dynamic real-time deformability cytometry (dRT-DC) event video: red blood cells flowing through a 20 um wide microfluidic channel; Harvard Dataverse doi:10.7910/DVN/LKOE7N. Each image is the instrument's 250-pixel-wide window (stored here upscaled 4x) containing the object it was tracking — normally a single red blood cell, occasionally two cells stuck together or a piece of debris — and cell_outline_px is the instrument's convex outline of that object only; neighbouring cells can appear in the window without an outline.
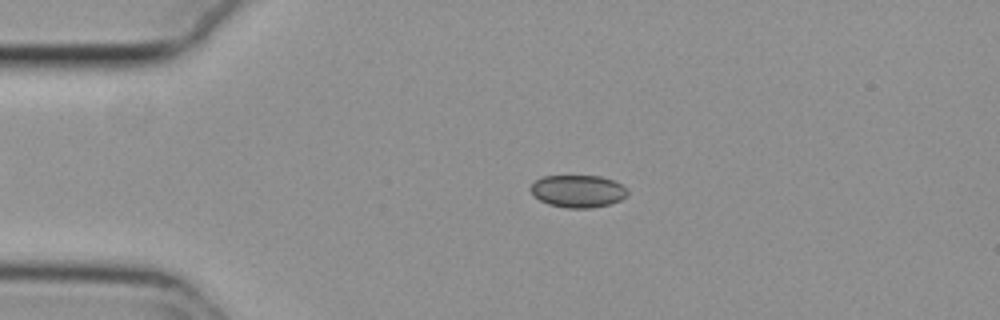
{"species": "common noctule bat (a hibernating species)", "species_latin": "Nyctalus noctula", "temperature_condition": "cold", "stored_images_in_passage": 53, "camera_frame_rate_fps": 3000, "um_per_image_px": 0.085, "animal": {"sex": "female", "body_mass_g": 29.2, "forearm_length_mm": 56.3}, "frame": {"image": 1, "passage_image": 11, "time_ms": 3.333, "image_size_px": [1000, 320], "cell_outline_px": [[628, 192], [620, 200], [608, 204], [592, 208], [568, 208], [548, 204], [532, 196], [528, 188], [536, 180], [544, 176], [600, 176], [612, 180], [628, 188]], "centroid_in_image_um": [49.08, 16.25], "position_along_channel_um": 35.9, "area_um2": 18.32}}
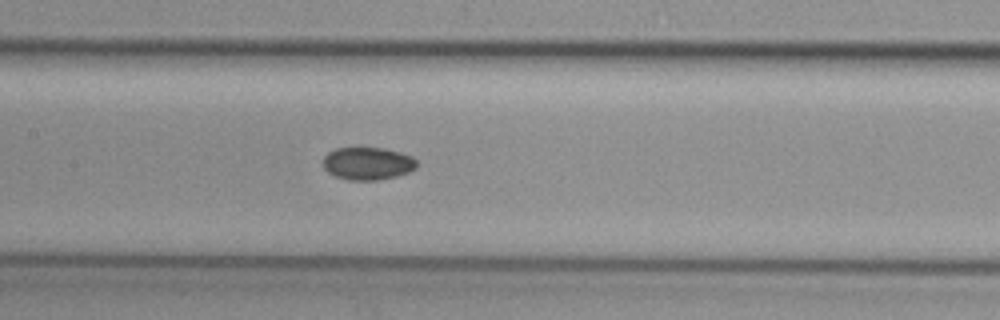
{"frame": {"image": 2, "passage_image": 25, "time_ms": 8.0, "image_size_px": [1000, 320], "cell_outline_px": [[416, 168], [408, 172], [396, 176], [376, 180], [348, 180], [336, 176], [328, 172], [324, 168], [324, 156], [328, 152], [336, 148], [384, 148], [400, 152], [412, 156], [416, 160]], "centroid_in_image_um": [31.25, 13.89], "position_along_channel_um": 176.1, "area_um2": 17.74}}
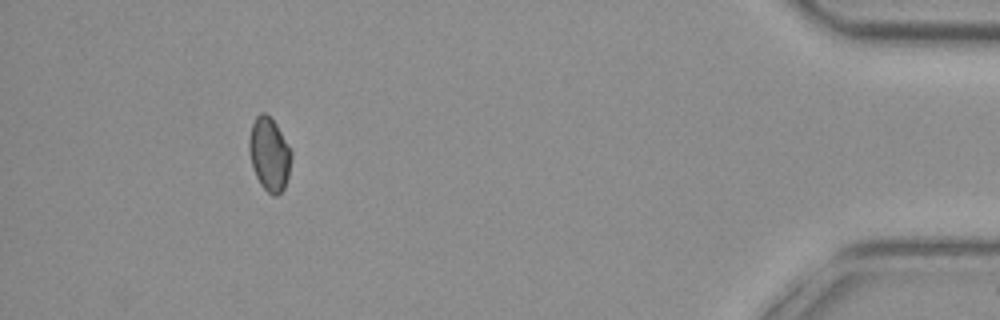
{"frame": {"image": 3, "passage_image": 49, "time_ms": 16.0, "image_size_px": [1000, 320], "cell_outline_px": [[292, 156], [288, 176], [284, 188], [276, 196], [272, 196], [260, 184], [256, 176], [248, 152], [248, 140], [252, 124], [256, 116], [260, 112], [264, 112], [276, 124], [292, 152]], "centroid_in_image_um": [22.88, 13.11], "position_along_channel_um": 412.3, "area_um2": 17.98}, "authors_computed_cell_mechanics": {"area_um2": 18.3226, "velocity_mm_per_s": 3.7772, "shape_relaxation_time_tau1_ms": null, "shape_relaxation_time_tau2_ms": 7.5181, "deformation_change_tau1": null, "deformation_change_tau2": 0.0746}}